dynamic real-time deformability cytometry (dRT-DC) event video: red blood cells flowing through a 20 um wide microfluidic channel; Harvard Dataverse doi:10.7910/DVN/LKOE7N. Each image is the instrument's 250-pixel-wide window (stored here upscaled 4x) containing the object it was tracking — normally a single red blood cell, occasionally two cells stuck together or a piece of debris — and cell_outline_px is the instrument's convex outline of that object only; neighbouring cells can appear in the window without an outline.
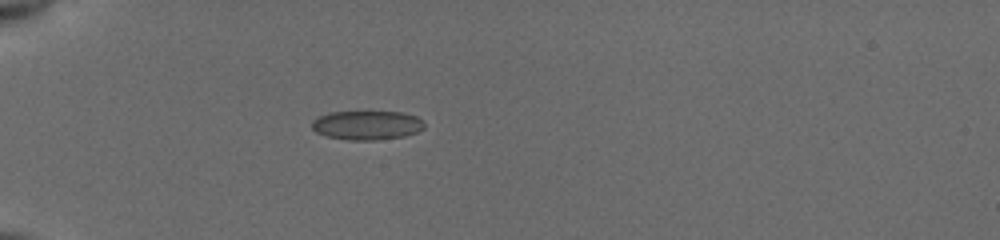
{"species": "common noctule bat (a hibernating species)", "species_latin": "Nyctalus noctula", "temperature_condition": "cold", "stored_images_in_passage": 37, "camera_frame_rate_fps": 3000, "um_per_image_px": 0.085, "animal": {"sex": "female", "body_mass_g": 19.5, "forearm_length_mm": 54.1}, "frame": {"image": 1, "passage_image": 1, "time_ms": 0.0, "image_size_px": [1000, 240], "cell_outline_px": [[424, 128], [416, 132], [404, 136], [372, 140], [348, 140], [328, 136], [316, 132], [312, 128], [312, 120], [328, 112], [400, 112], [416, 116], [424, 120]], "centroid_in_image_um": [31.19, 10.64], "position_along_channel_um": 53.8, "area_um2": 18.96}}
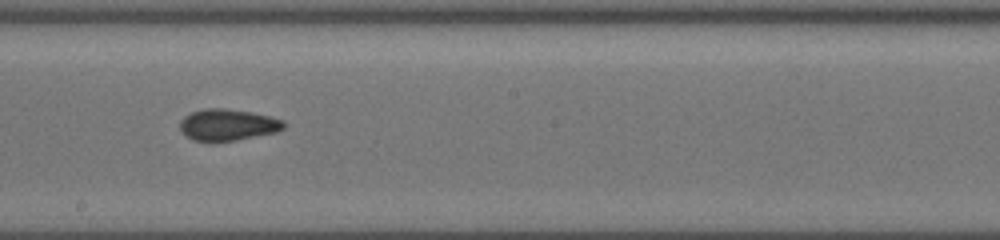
{"frame": {"image": 2, "passage_image": 16, "time_ms": 5.0, "image_size_px": [1000, 240], "cell_outline_px": [[288, 124], [284, 128], [276, 132], [236, 140], [192, 140], [180, 128], [180, 120], [184, 116], [192, 112], [204, 108], [224, 108], [252, 112], [284, 120]], "centroid_in_image_um": [19.4, 10.58], "position_along_channel_um": 228.8, "area_um2": 18.84}}
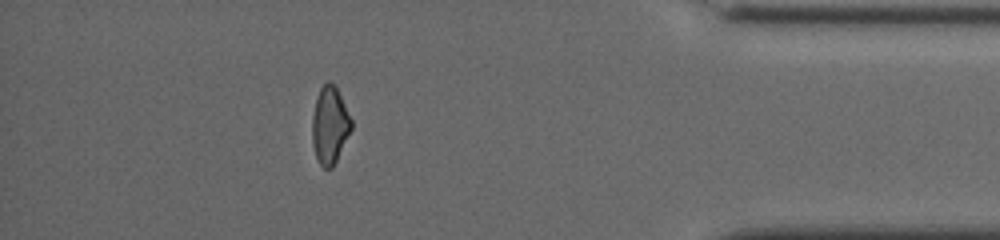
{"frame": {"image": 3, "passage_image": 32, "time_ms": 10.333, "image_size_px": [1000, 240], "cell_outline_px": [[352, 128], [332, 168], [324, 168], [320, 164], [316, 156], [312, 144], [312, 116], [316, 96], [320, 88], [328, 80], [336, 88], [352, 120]], "centroid_in_image_um": [28.01, 10.64], "position_along_channel_um": 407.2, "area_um2": 17.4}, "authors_computed_cell_mechanics": {"area_um2": 18.5538, "velocity_mm_per_s": 3.9547, "shape_relaxation_time_tau1_ms": null, "shape_relaxation_time_tau2_ms": 1.988, "deformation_change_tau1": null, "deformation_change_tau2": 0.0732}}